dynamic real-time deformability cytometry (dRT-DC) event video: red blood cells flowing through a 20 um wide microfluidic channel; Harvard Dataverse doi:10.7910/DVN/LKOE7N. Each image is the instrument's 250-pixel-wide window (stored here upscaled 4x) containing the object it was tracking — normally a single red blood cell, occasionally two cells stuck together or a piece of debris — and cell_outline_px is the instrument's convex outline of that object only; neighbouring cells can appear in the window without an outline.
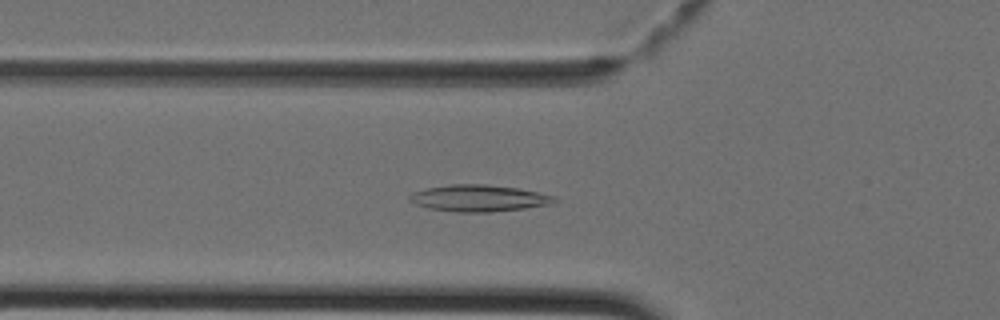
{"species": "Egyptian fruit bat (a non-hibernating species)", "species_latin": "Rousettus aegyptiacus", "temperature_condition": "cold", "stored_images_in_passage": 42, "camera_frame_rate_fps": 3000, "um_per_image_px": 0.085, "animal": {"sex": "female"}, "frame": {"image": 1, "passage_image": 15, "time_ms": 4.667, "image_size_px": [1000, 320], "cell_outline_px": [[556, 200], [548, 204], [524, 208], [488, 212], [456, 212], [428, 208], [416, 204], [408, 200], [408, 196], [412, 192], [428, 188], [452, 184], [484, 184], [520, 188], [556, 196]], "centroid_in_image_um": [40.67, 16.84], "position_along_channel_um": 85.1, "area_um2": 22.37}}
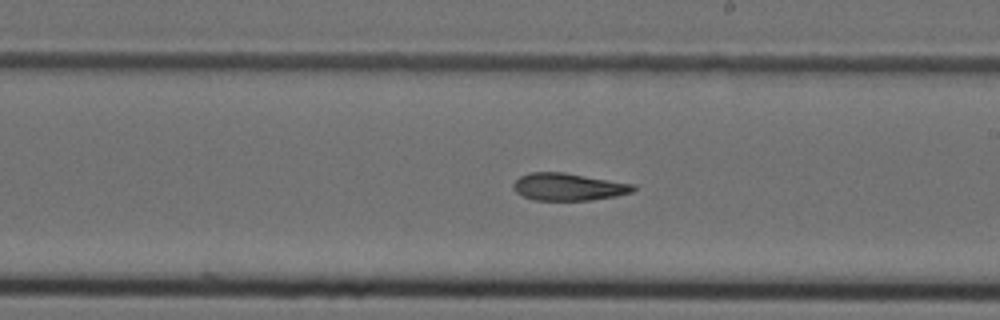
{"frame": {"image": 2, "passage_image": 25, "time_ms": 8.0, "image_size_px": [1000, 320], "cell_outline_px": [[636, 188], [632, 192], [616, 196], [592, 200], [532, 200], [516, 192], [512, 188], [512, 184], [520, 176], [528, 172], [564, 172], [636, 184]], "centroid_in_image_um": [48.31, 15.88], "position_along_channel_um": 240.7, "area_um2": 19.31}}
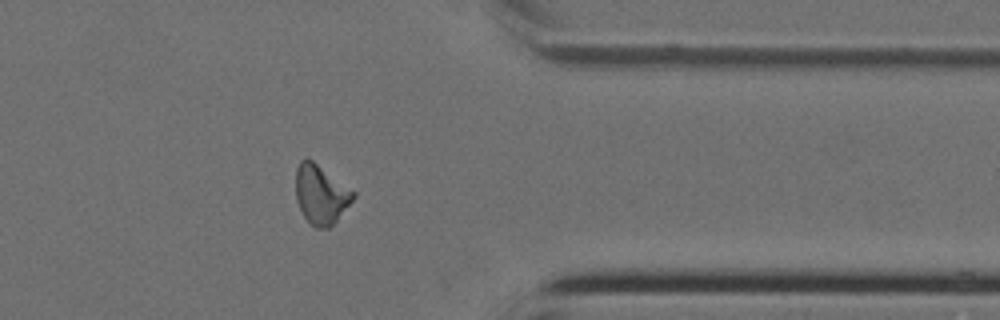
{"frame": {"image": 3, "passage_image": 35, "time_ms": 11.333, "image_size_px": [1000, 320], "cell_outline_px": [[356, 196], [336, 220], [328, 228], [316, 228], [304, 216], [296, 200], [296, 168], [300, 160], [312, 160], [356, 192]], "centroid_in_image_um": [27.27, 16.52], "position_along_channel_um": 384.1, "area_um2": 19.48}}